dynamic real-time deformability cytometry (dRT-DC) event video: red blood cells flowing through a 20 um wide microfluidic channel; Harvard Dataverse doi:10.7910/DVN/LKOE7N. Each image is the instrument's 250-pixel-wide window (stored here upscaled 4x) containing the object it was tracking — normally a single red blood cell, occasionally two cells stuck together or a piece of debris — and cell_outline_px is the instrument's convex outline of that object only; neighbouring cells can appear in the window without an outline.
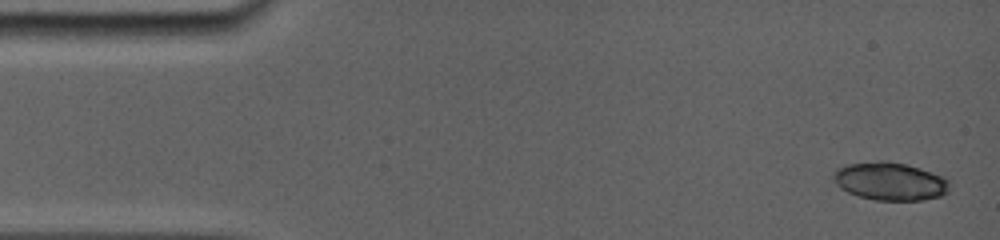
{"species": "common noctule bat (a hibernating species)", "species_latin": "Nyctalus noctula", "temperature_condition": "room temperature", "stored_images_in_passage": 4, "camera_frame_rate_fps": 5000, "um_per_image_px": 0.085, "animal": {"sex": "female", "body_mass_g": 19.0, "forearm_length_mm": 56.7}, "frame": {"image": 1, "passage_image": 1, "time_ms": 0.0, "image_size_px": [1000, 240], "cell_outline_px": [[948, 192], [940, 196], [924, 200], [876, 200], [860, 196], [848, 192], [840, 188], [832, 180], [832, 172], [848, 164], [880, 160], [884, 160], [908, 164], [944, 176], [948, 180]], "centroid_in_image_um": [75.65, 15.4], "position_along_channel_um": 9.4, "area_um2": 25.84}}